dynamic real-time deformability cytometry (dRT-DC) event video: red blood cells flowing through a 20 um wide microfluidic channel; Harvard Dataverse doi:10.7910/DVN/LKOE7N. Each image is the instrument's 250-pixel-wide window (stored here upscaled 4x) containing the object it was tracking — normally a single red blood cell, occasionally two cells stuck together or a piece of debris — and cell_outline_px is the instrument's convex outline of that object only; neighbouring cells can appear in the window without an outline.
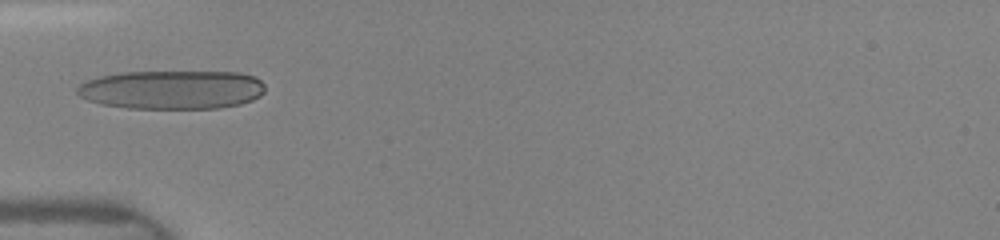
{"species": "human", "species_latin": "Homo sapiens", "temperature_condition": "room temperature", "stored_images_in_passage": 2, "camera_frame_rate_fps": 3000, "um_per_image_px": 0.085, "donor": {"sex": "female"}, "frame": {"image": 1, "passage_image": 1, "time_ms": 0.0, "image_size_px": [1000, 240], "cell_outline_px": [[264, 92], [260, 96], [252, 100], [240, 104], [220, 108], [128, 108], [100, 104], [88, 100], [80, 96], [76, 92], [76, 88], [84, 80], [100, 76], [124, 72], [240, 72], [252, 76], [260, 80], [264, 84]], "centroid_in_image_um": [14.6, 7.62], "position_along_channel_um": 70.4, "area_um2": 42.66}}